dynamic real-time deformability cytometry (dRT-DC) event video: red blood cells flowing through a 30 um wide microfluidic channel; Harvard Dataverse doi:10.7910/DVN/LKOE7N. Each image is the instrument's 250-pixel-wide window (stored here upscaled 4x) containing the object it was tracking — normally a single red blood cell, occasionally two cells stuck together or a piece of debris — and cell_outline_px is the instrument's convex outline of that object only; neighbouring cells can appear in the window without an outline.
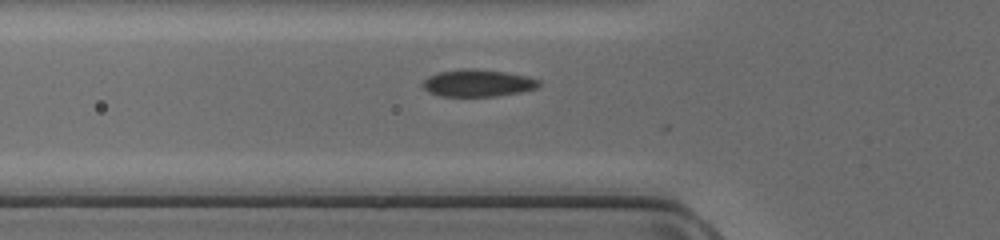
{"species": "common noctule bat (a hibernating species)", "species_latin": "Nyctalus noctula", "temperature_condition": "cold", "stored_images_in_passage": 7, "camera_frame_rate_fps": 3000, "um_per_image_px": 0.085, "animal": {"sex": "female", "body_mass_g": 17.0, "forearm_length_mm": 48.0}, "frame": {"image": 1, "passage_image": 6, "time_ms": 1.667, "image_size_px": [1000, 240], "cell_outline_px": [[540, 84], [536, 88], [520, 92], [496, 96], [440, 96], [428, 92], [420, 84], [428, 76], [436, 72], [464, 68], [472, 68], [504, 72], [528, 76], [540, 80]], "centroid_in_image_um": [40.57, 7.05], "position_along_channel_um": 85.2, "area_um2": 18.5}}